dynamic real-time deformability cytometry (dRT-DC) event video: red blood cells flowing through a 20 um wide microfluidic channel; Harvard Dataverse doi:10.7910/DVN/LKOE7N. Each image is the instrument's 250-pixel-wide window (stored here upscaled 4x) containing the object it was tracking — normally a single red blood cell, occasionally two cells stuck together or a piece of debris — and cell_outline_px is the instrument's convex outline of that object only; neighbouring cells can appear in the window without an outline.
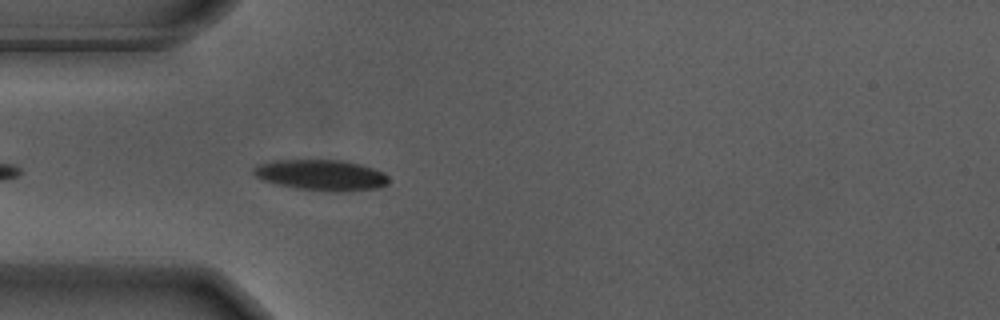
{"species": "Egyptian fruit bat (a non-hibernating species)", "species_latin": "Rousettus aegyptiacus", "temperature_condition": "warm", "stored_images_in_passage": 25, "camera_frame_rate_fps": 3000, "um_per_image_px": 0.085, "animal": {"sex": "male"}, "frame": {"image": 1, "passage_image": 4, "time_ms": 1.0, "image_size_px": [1000, 320], "cell_outline_px": [[388, 184], [380, 188], [344, 192], [328, 192], [296, 188], [276, 184], [264, 180], [256, 176], [252, 172], [252, 168], [260, 164], [276, 160], [344, 160], [360, 164], [384, 172], [388, 176]], "centroid_in_image_um": [27.34, 14.89], "position_along_channel_um": 57.7, "area_um2": 24.45}}
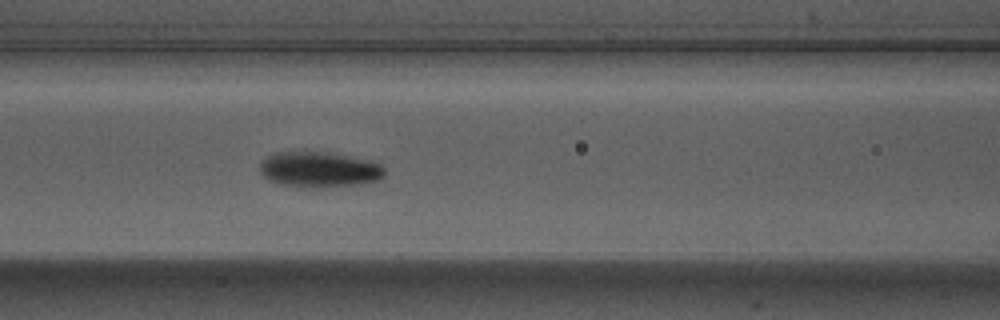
{"frame": {"image": 2, "passage_image": 11, "time_ms": 3.333, "image_size_px": [1000, 320], "cell_outline_px": [[384, 176], [376, 180], [356, 184], [320, 188], [296, 188], [276, 184], [268, 180], [260, 172], [260, 164], [268, 156], [276, 152], [320, 152], [344, 156], [380, 164], [384, 168]], "centroid_in_image_um": [27.04, 14.45], "position_along_channel_um": 139.6, "area_um2": 25.55}}
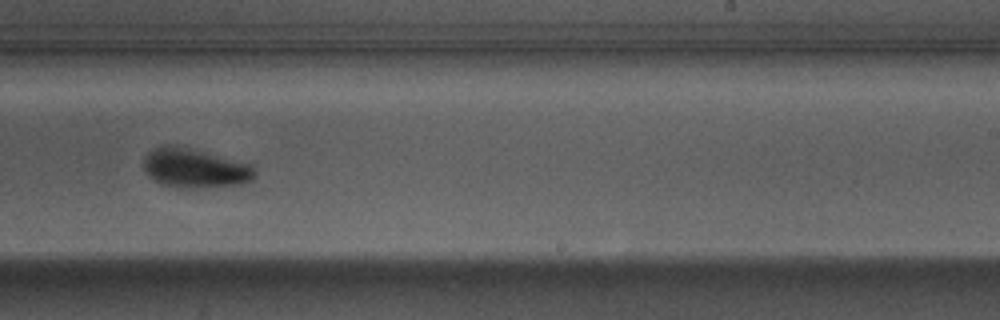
{"frame": {"image": 3, "passage_image": 22, "time_ms": 7.0, "image_size_px": [1000, 320], "cell_outline_px": [[256, 176], [252, 180], [244, 184], [192, 188], [176, 188], [160, 184], [152, 180], [148, 176], [144, 168], [144, 156], [148, 152], [164, 144], [172, 144], [252, 164], [256, 172]], "centroid_in_image_um": [16.55, 14.31], "position_along_channel_um": 272.5, "area_um2": 25.66}}